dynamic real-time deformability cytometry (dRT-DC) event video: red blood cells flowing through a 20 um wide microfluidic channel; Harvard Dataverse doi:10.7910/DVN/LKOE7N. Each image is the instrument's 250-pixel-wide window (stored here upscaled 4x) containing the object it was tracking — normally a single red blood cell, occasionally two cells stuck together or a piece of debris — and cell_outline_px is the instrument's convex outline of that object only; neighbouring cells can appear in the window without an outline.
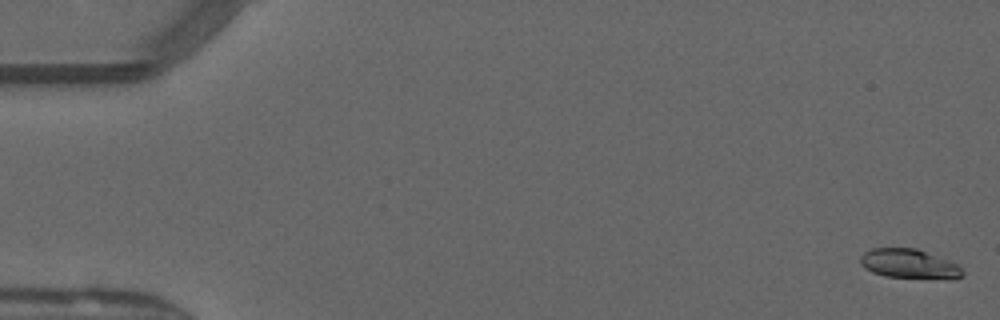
{"species": "common noctule bat (a hibernating species)", "species_latin": "Nyctalus noctula", "temperature_condition": "warm", "stored_images_in_passage": 50, "camera_frame_rate_fps": 3000, "um_per_image_px": 0.085, "animal": {"sex": "male", "forearm_length_mm": 52.5}, "frame": {"image": 1, "passage_image": 1, "time_ms": 0.0, "image_size_px": [1000, 320], "cell_outline_px": [[964, 276], [884, 276], [872, 272], [864, 268], [860, 264], [860, 256], [864, 252], [872, 248], [916, 248], [948, 260], [956, 264], [964, 272]], "centroid_in_image_um": [77.14, 22.37], "position_along_channel_um": 7.9, "area_um2": 16.59}}
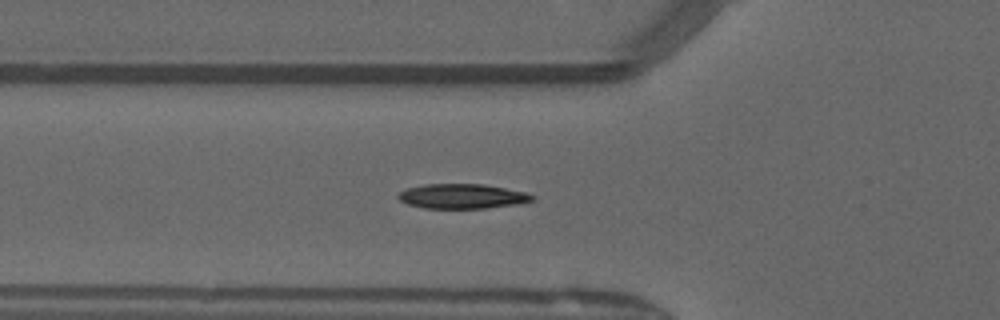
{"frame": {"image": 2, "passage_image": 18, "time_ms": 5.667, "image_size_px": [1000, 320], "cell_outline_px": [[536, 200], [520, 204], [484, 208], [424, 208], [408, 204], [400, 200], [396, 196], [400, 192], [408, 188], [424, 184], [484, 184], [524, 192], [536, 196]], "centroid_in_image_um": [39.32, 16.68], "position_along_channel_um": 86.5, "area_um2": 19.31}}
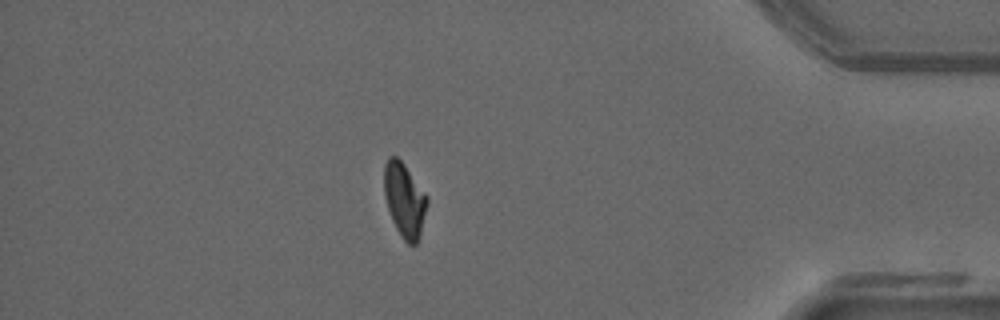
{"frame": {"image": 3, "passage_image": 44, "time_ms": 14.333, "image_size_px": [1000, 320], "cell_outline_px": [[428, 204], [420, 236], [416, 244], [408, 244], [400, 236], [392, 220], [384, 196], [384, 164], [388, 156], [396, 156], [404, 164], [428, 196]], "centroid_in_image_um": [34.38, 16.99], "position_along_channel_um": 400.8, "area_um2": 18.73}, "authors_computed_cell_mechanics": {"area_um2": 18.9873, "velocity_mm_per_s": 4.0758, "shape_relaxation_time_tau1_ms": 10.192, "shape_relaxation_time_tau2_ms": 5.3148, "deformation_change_tau1": 0.3062, "deformation_change_tau2": 0.0518}}